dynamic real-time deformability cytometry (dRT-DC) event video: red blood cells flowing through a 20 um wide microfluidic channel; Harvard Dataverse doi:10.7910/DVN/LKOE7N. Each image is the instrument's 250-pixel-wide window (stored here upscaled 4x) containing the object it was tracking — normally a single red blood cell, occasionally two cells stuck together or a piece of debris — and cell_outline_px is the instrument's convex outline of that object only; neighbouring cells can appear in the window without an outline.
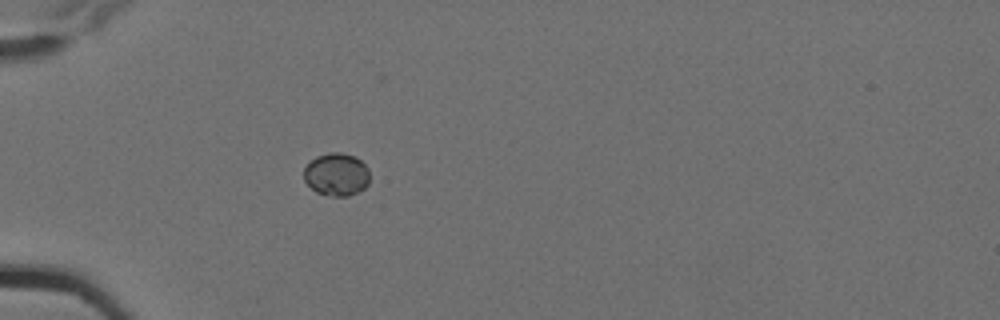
{"species": "Egyptian fruit bat (a non-hibernating species)", "species_latin": "Rousettus aegyptiacus", "temperature_condition": "cold", "stored_images_in_passage": 6, "camera_frame_rate_fps": 3000, "um_per_image_px": 0.085, "animal": {"sex": "female"}, "frame": {"image": 1, "passage_image": 5, "time_ms": 1.333, "image_size_px": [1000, 320], "cell_outline_px": [[368, 184], [364, 188], [348, 196], [332, 196], [316, 192], [304, 180], [304, 168], [316, 156], [332, 152], [340, 152], [352, 156], [360, 160], [368, 168]], "centroid_in_image_um": [28.59, 14.83], "position_along_channel_um": 56.4, "area_um2": 16.18}}